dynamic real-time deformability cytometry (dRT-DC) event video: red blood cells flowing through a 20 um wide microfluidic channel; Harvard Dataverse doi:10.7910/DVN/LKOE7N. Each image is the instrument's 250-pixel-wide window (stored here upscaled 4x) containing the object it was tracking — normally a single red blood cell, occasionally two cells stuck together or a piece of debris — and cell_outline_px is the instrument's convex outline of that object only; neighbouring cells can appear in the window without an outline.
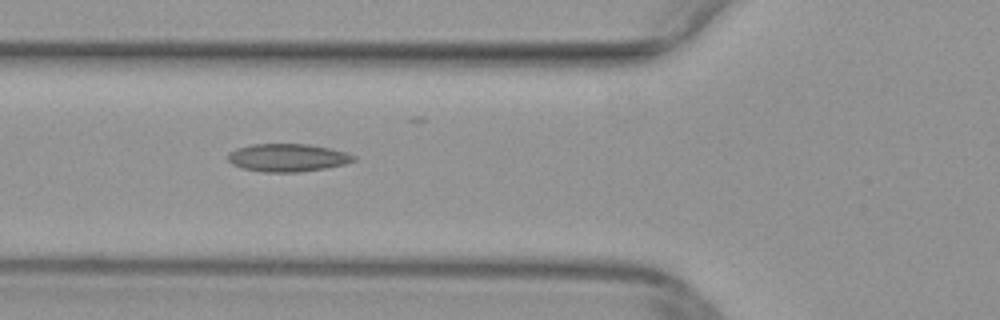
{"species": "common noctule bat (a hibernating species)", "species_latin": "Nyctalus noctula", "temperature_condition": "warm", "stored_images_in_passage": 37, "camera_frame_rate_fps": 3000, "um_per_image_px": 0.085, "animal": {"sex": "female", "body_mass_g": 29.2, "forearm_length_mm": 56.3}, "frame": {"image": 1, "passage_image": 8, "time_ms": 2.333, "image_size_px": [1000, 320], "cell_outline_px": [[356, 160], [344, 164], [328, 168], [300, 172], [264, 172], [244, 168], [232, 164], [228, 160], [228, 152], [236, 148], [252, 144], [308, 144], [328, 148], [344, 152], [356, 156]], "centroid_in_image_um": [24.44, 13.4], "position_along_channel_um": 101.4, "area_um2": 20.4}}
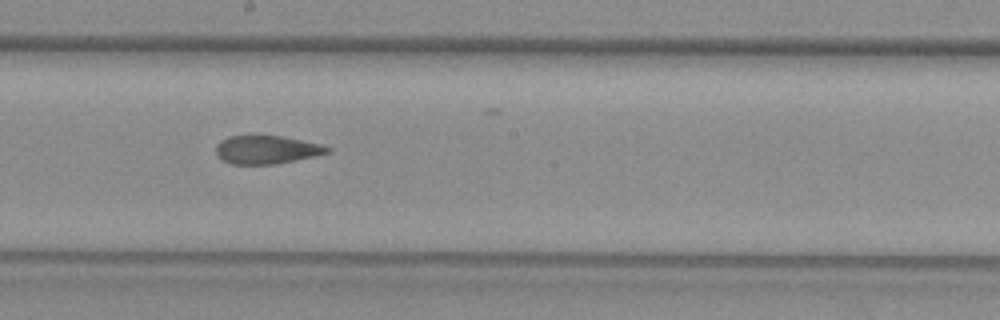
{"frame": {"image": 2, "passage_image": 17, "time_ms": 5.333, "image_size_px": [1000, 320], "cell_outline_px": [[332, 152], [316, 156], [276, 164], [232, 164], [224, 160], [216, 152], [216, 144], [220, 140], [228, 136], [284, 136], [320, 144], [332, 148]], "centroid_in_image_um": [22.71, 12.72], "position_along_channel_um": 225.5, "area_um2": 18.38}}
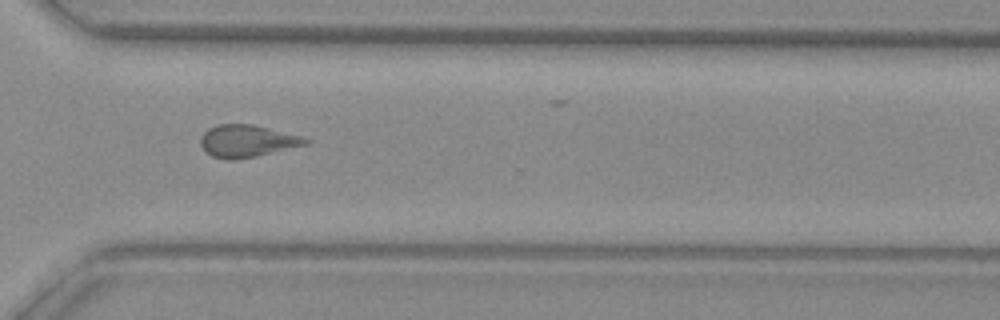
{"frame": {"image": 3, "passage_image": 26, "time_ms": 8.333, "image_size_px": [1000, 320], "cell_outline_px": [[312, 140], [308, 144], [256, 156], [232, 160], [228, 160], [212, 156], [200, 144], [200, 136], [208, 128], [220, 124], [252, 124], [300, 136]], "centroid_in_image_um": [20.99, 11.98], "position_along_channel_um": 349.6, "area_um2": 19.48}}